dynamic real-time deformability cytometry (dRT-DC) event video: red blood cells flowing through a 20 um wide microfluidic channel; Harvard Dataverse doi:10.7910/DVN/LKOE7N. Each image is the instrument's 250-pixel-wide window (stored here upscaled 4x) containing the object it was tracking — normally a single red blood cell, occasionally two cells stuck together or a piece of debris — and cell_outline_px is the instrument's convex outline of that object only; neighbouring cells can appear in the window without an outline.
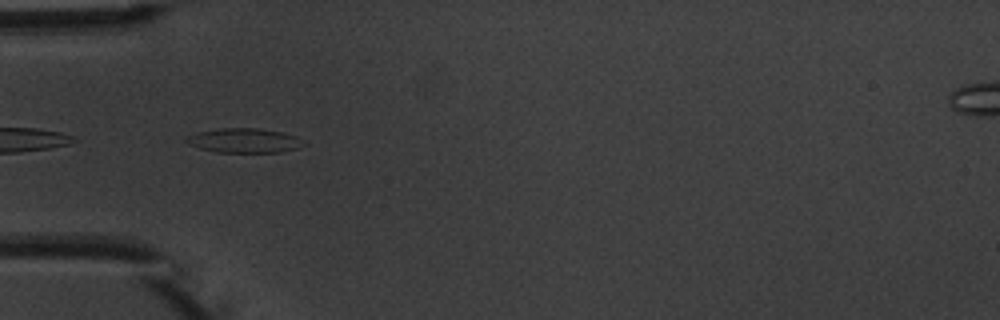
{"species": "common noctule bat (a hibernating species)", "species_latin": "Nyctalus noctula", "temperature_condition": "warm", "stored_images_in_passage": 7, "camera_frame_rate_fps": 3000, "um_per_image_px": 0.085, "animal": {"sex": "male", "body_mass_g": 20.1, "forearm_length_mm": 53.5}, "frame": {"image": 1, "passage_image": 5, "time_ms": 4.667, "image_size_px": [1000, 320], "cell_outline_px": [[308, 144], [296, 148], [280, 152], [216, 152], [200, 148], [188, 144], [184, 140], [184, 136], [196, 132], [220, 128], [256, 128], [284, 132], [296, 136]], "centroid_in_image_um": [20.73, 11.94], "position_along_channel_um": 64.3, "area_um2": 16.88}}
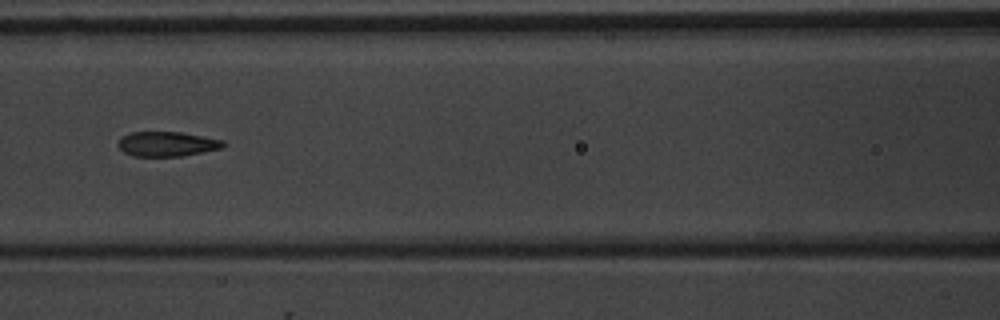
{"frame": {"image": 2, "passage_image": 7, "time_ms": 7.0, "image_size_px": [1000, 320], "cell_outline_px": [[228, 144], [224, 148], [180, 156], [132, 156], [124, 152], [116, 144], [124, 136], [132, 132], [180, 132], [224, 140]], "centroid_in_image_um": [14.24, 12.24], "position_along_channel_um": 152.4, "area_um2": 15.14}}